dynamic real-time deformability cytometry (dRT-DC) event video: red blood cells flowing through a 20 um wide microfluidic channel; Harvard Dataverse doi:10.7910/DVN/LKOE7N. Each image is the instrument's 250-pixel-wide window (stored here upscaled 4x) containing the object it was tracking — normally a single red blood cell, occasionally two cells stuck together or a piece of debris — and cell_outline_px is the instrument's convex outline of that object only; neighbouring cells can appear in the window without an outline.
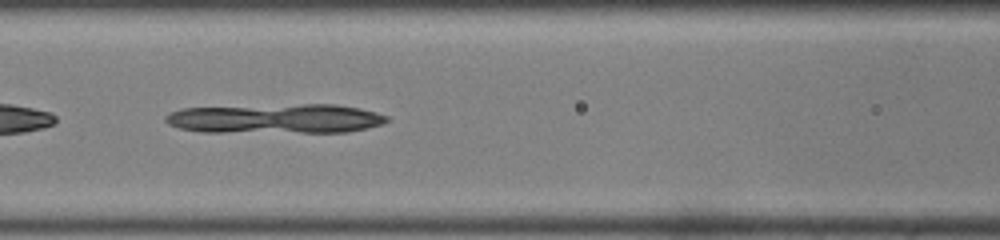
{"species": "common noctule bat (a hibernating species)", "species_latin": "Nyctalus noctula", "temperature_condition": "room temperature", "stored_images_in_passage": 49, "camera_frame_rate_fps": 3000, "um_per_image_px": 0.085, "animal": {"sex": "male", "body_mass_g": 19.0, "forearm_length_mm": 50.8}, "frame": {"image": 1, "passage_image": 22, "time_ms": 7.0, "image_size_px": [1000, 240], "cell_outline_px": [[384, 120], [376, 124], [360, 128], [336, 132], [308, 132], [184, 128], [172, 124], [168, 120], [168, 116], [176, 112], [188, 108], [320, 104], [352, 108], [372, 112], [384, 116]], "centroid_in_image_um": [23.51, 10.05], "position_along_channel_um": 143.1, "area_um2": 34.28}}